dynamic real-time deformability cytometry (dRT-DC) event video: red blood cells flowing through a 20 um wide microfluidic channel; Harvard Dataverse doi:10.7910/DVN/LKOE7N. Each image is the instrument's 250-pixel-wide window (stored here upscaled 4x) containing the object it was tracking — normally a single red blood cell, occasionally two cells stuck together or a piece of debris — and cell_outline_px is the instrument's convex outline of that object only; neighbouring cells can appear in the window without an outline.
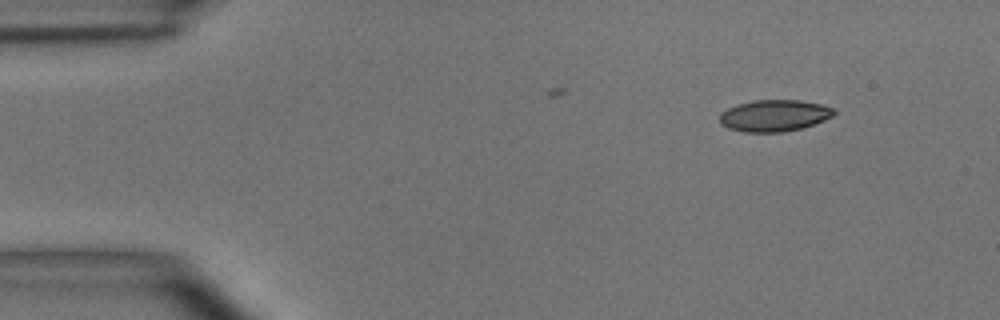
{"species": "common noctule bat (a hibernating species)", "species_latin": "Nyctalus noctula", "temperature_condition": "room temperature", "stored_images_in_passage": 3, "camera_frame_rate_fps": 3000, "um_per_image_px": 0.085, "animal": {"sex": "male", "body_mass_g": 15.6}, "frame": {"image": 1, "passage_image": 3, "time_ms": 3.0, "image_size_px": [1000, 320], "cell_outline_px": [[836, 112], [832, 116], [824, 120], [800, 128], [784, 132], [744, 132], [728, 128], [720, 124], [720, 112], [736, 104], [752, 100], [800, 100], [820, 104], [832, 108]], "centroid_in_image_um": [65.77, 9.82], "position_along_channel_um": 19.2, "area_um2": 21.04}}